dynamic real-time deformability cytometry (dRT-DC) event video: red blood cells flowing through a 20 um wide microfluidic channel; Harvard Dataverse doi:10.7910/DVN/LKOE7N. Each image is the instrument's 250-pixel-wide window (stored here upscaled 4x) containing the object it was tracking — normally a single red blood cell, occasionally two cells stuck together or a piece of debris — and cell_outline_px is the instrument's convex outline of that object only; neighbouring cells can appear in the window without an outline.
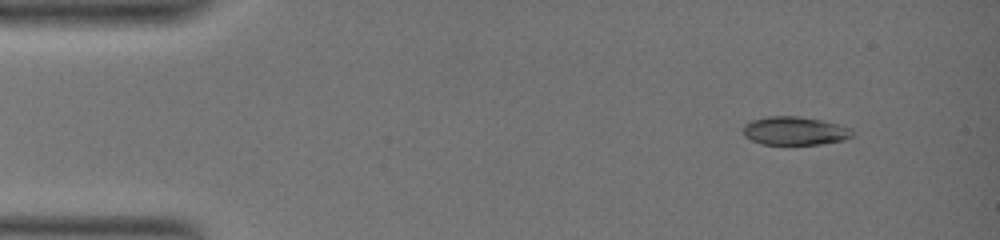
{"species": "common noctule bat (a hibernating species)", "species_latin": "Nyctalus noctula", "temperature_condition": "warm", "stored_images_in_passage": 4, "camera_frame_rate_fps": 3000, "um_per_image_px": 0.085, "animal": {"sex": "female", "body_mass_g": 19.0, "forearm_length_mm": 51.5}, "frame": {"image": 1, "passage_image": 1, "time_ms": 0.0, "image_size_px": [1000, 240], "cell_outline_px": [[856, 132], [852, 136], [844, 140], [820, 144], [760, 144], [744, 136], [744, 124], [752, 120], [768, 116], [800, 116], [840, 124], [852, 128]], "centroid_in_image_um": [67.6, 11.12], "position_along_channel_um": 17.4, "area_um2": 18.21}}